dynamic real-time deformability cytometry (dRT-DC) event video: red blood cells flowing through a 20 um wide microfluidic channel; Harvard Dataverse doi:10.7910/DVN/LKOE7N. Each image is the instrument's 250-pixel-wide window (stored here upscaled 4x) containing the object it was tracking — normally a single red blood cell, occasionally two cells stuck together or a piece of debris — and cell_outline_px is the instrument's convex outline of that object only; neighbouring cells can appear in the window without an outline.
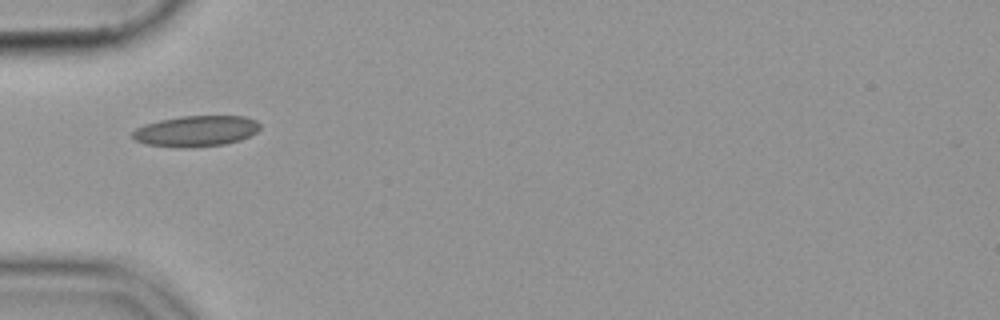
{"species": "common noctule bat (a hibernating species)", "species_latin": "Nyctalus noctula", "temperature_condition": "cold", "stored_images_in_passage": 33, "camera_frame_rate_fps": 3000, "um_per_image_px": 0.085, "animal": {"sex": "female", "body_mass_g": 19.9}, "frame": {"image": 1, "passage_image": 1, "time_ms": 0.0, "image_size_px": [1000, 320], "cell_outline_px": [[260, 128], [256, 132], [240, 140], [224, 144], [192, 148], [184, 148], [144, 144], [136, 140], [132, 136], [132, 132], [136, 128], [144, 124], [160, 120], [180, 116], [244, 116], [256, 120], [260, 124]], "centroid_in_image_um": [16.65, 11.14], "position_along_channel_um": 68.3, "area_um2": 23.0}}
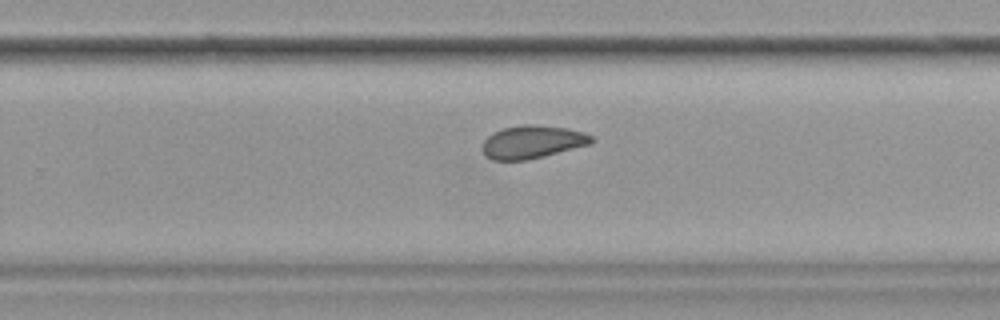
{"frame": {"image": 2, "passage_image": 19, "time_ms": 6.0, "image_size_px": [1000, 320], "cell_outline_px": [[592, 144], [544, 156], [524, 160], [492, 160], [484, 152], [484, 140], [492, 132], [504, 128], [524, 124], [536, 124], [568, 128], [584, 132], [592, 136]], "centroid_in_image_um": [45.28, 12.05], "position_along_channel_um": 284.5, "area_um2": 20.87}}
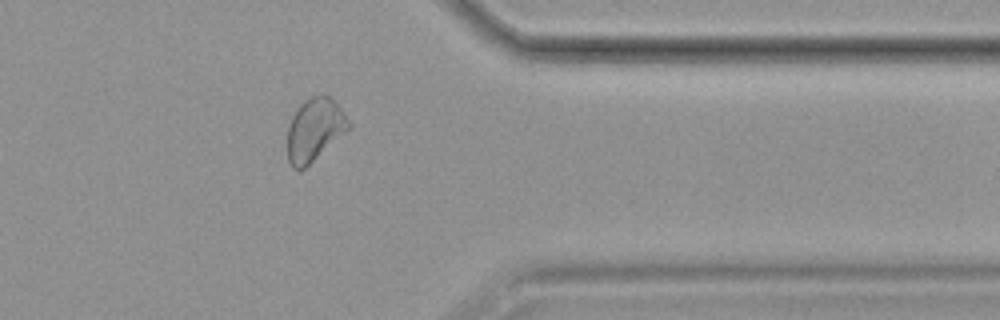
{"frame": {"image": 3, "passage_image": 28, "time_ms": 9.0, "image_size_px": [1000, 320], "cell_outline_px": [[352, 124], [344, 132], [304, 168], [292, 168], [288, 160], [288, 124], [296, 108], [304, 100], [312, 96], [332, 96], [344, 112]], "centroid_in_image_um": [26.72, 10.97], "position_along_channel_um": 384.7, "area_um2": 21.96}}